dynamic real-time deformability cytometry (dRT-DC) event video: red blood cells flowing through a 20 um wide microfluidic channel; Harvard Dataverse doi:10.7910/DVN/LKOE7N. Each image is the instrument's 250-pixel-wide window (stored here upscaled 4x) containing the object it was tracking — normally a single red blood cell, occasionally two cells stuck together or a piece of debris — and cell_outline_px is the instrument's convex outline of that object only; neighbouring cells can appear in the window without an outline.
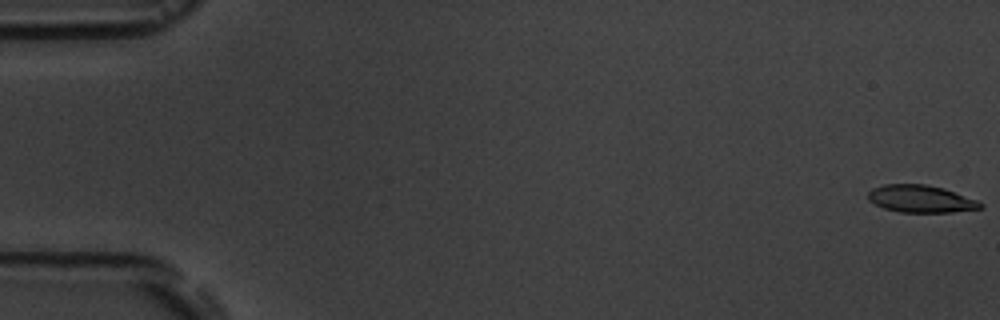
{"species": "common noctule bat (a hibernating species)", "species_latin": "Nyctalus noctula", "temperature_condition": "room temperature", "stored_images_in_passage": 6, "camera_frame_rate_fps": 3000, "um_per_image_px": 0.085, "animal": {"sex": "male", "body_mass_g": 19.5, "forearm_length_mm": 54.6}, "frame": {"image": 1, "passage_image": 1, "time_ms": 0.0, "image_size_px": [1000, 320], "cell_outline_px": [[984, 208], [952, 212], [900, 212], [884, 208], [868, 200], [868, 192], [872, 188], [884, 184], [924, 184], [944, 188], [976, 200], [984, 204]], "centroid_in_image_um": [78.27, 16.9], "position_along_channel_um": 6.7, "area_um2": 17.86}}
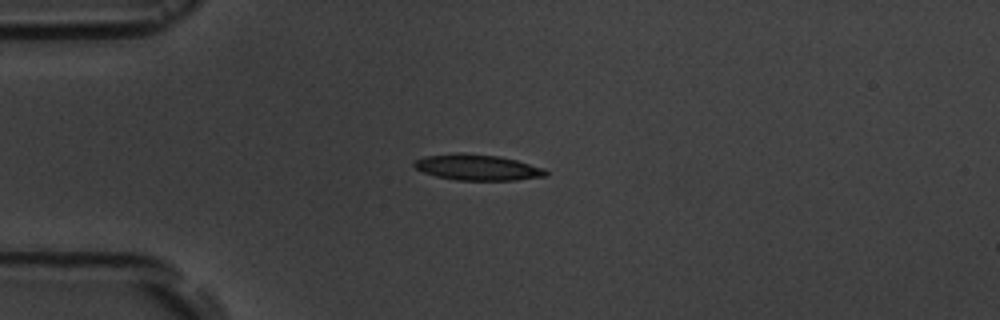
{"frame": {"image": 2, "passage_image": 5, "time_ms": 4.667, "image_size_px": [1000, 320], "cell_outline_px": [[548, 176], [516, 180], [456, 180], [436, 176], [424, 172], [416, 168], [412, 164], [416, 160], [424, 156], [456, 152], [464, 152], [500, 156], [516, 160], [544, 168], [548, 172]], "centroid_in_image_um": [40.59, 14.21], "position_along_channel_um": 44.4, "area_um2": 20.0}}